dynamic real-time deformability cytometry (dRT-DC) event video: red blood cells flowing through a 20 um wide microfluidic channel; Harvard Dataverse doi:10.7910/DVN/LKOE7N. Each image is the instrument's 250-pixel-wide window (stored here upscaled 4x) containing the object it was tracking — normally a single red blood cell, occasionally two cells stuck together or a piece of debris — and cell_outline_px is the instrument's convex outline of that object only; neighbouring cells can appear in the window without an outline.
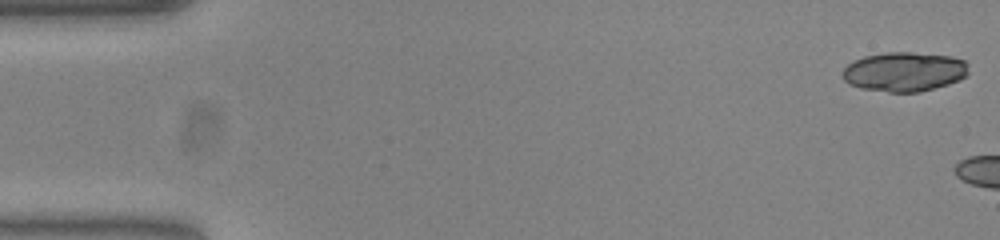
{"species": "common noctule bat (a hibernating species)", "species_latin": "Nyctalus noctula", "temperature_condition": "warm", "stored_images_in_passage": 4, "camera_frame_rate_fps": 3000, "um_per_image_px": 0.085, "animal": {"sex": "female", "body_mass_g": 23.0, "forearm_length_mm": 53.4}, "frame": {"image": 1, "passage_image": 1, "time_ms": 0.0, "image_size_px": [1000, 240], "cell_outline_px": [[968, 72], [960, 80], [948, 84], [920, 92], [888, 92], [860, 88], [848, 84], [844, 80], [844, 68], [848, 64], [864, 56], [888, 52], [912, 52], [952, 56], [964, 60], [968, 64]], "centroid_in_image_um": [76.88, 6.1], "position_along_channel_um": 8.1, "area_um2": 28.96}}